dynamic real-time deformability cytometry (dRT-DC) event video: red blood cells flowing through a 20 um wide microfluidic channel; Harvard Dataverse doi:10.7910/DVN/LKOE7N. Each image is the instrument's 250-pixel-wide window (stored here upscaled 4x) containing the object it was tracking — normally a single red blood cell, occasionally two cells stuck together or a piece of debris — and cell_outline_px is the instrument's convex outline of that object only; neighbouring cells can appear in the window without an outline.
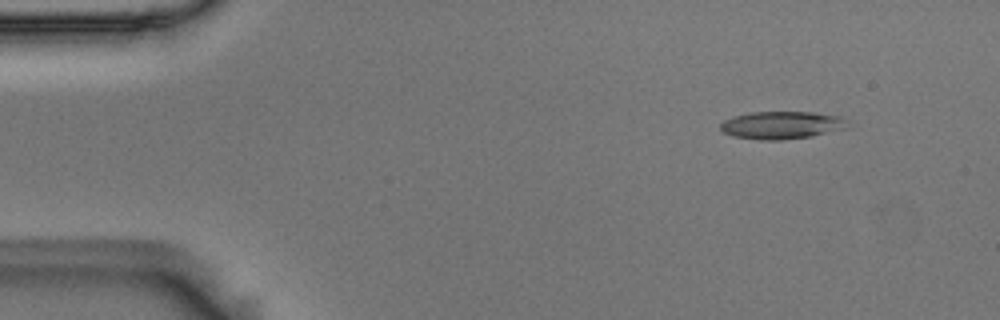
{"species": "Egyptian fruit bat (a non-hibernating species)", "species_latin": "Rousettus aegyptiacus", "temperature_condition": "room temperature", "stored_images_in_passage": 4, "camera_frame_rate_fps": 3000, "um_per_image_px": 0.085, "animal": {"sex": "male"}, "frame": {"image": 1, "passage_image": 1, "time_ms": 0.0, "image_size_px": [1000, 320], "cell_outline_px": [[848, 128], [812, 136], [780, 140], [764, 140], [732, 136], [724, 132], [720, 128], [720, 124], [724, 120], [732, 116], [752, 112], [812, 112], [840, 116]], "centroid_in_image_um": [66.4, 10.63], "position_along_channel_um": 18.6, "area_um2": 20.35}}
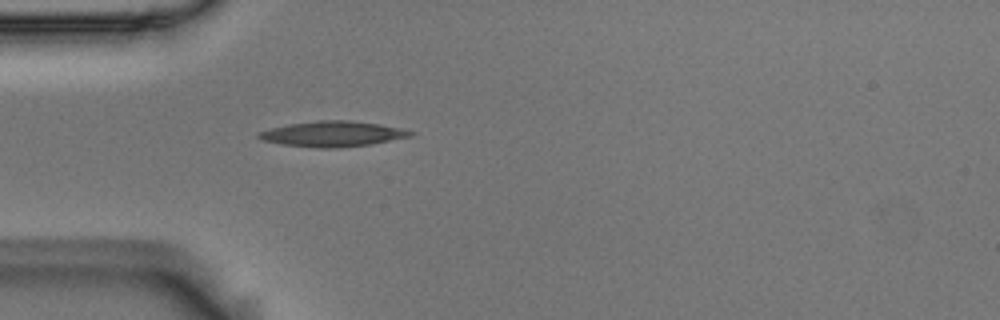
{"frame": {"image": 2, "passage_image": 4, "time_ms": 1.0, "image_size_px": [1000, 320], "cell_outline_px": [[416, 132], [412, 136], [372, 144], [336, 148], [320, 148], [280, 144], [260, 140], [256, 136], [256, 132], [288, 124], [316, 120], [348, 120], [380, 124], [400, 128]], "centroid_in_image_um": [28.25, 11.38], "position_along_channel_um": 56.8, "area_um2": 22.66}}